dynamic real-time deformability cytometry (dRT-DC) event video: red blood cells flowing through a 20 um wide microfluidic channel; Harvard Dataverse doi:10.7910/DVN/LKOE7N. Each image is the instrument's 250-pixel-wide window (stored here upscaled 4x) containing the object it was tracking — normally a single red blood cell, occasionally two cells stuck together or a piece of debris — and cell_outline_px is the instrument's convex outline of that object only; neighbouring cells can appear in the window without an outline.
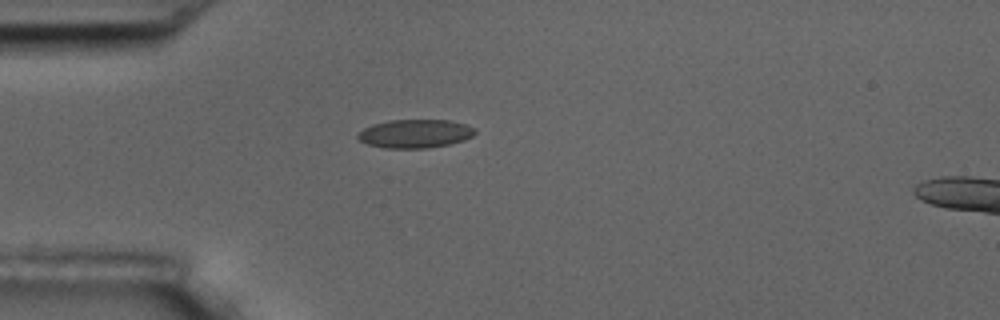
{"species": "common noctule bat (a hibernating species)", "species_latin": "Nyctalus noctula", "temperature_condition": "room temperature", "stored_images_in_passage": 1, "camera_frame_rate_fps": 3000, "um_per_image_px": 0.085, "animal": {"sex": "male", "body_mass_g": 17.5, "forearm_length_mm": 52.3}, "frame": {"image": 1, "passage_image": 1, "time_ms": 0.0, "image_size_px": [1000, 320], "cell_outline_px": [[476, 132], [472, 136], [464, 140], [448, 144], [428, 148], [384, 148], [368, 144], [360, 140], [356, 136], [364, 128], [372, 124], [388, 120], [452, 120], [476, 128]], "centroid_in_image_um": [35.29, 11.35], "position_along_channel_um": 49.7, "area_um2": 19.48}}